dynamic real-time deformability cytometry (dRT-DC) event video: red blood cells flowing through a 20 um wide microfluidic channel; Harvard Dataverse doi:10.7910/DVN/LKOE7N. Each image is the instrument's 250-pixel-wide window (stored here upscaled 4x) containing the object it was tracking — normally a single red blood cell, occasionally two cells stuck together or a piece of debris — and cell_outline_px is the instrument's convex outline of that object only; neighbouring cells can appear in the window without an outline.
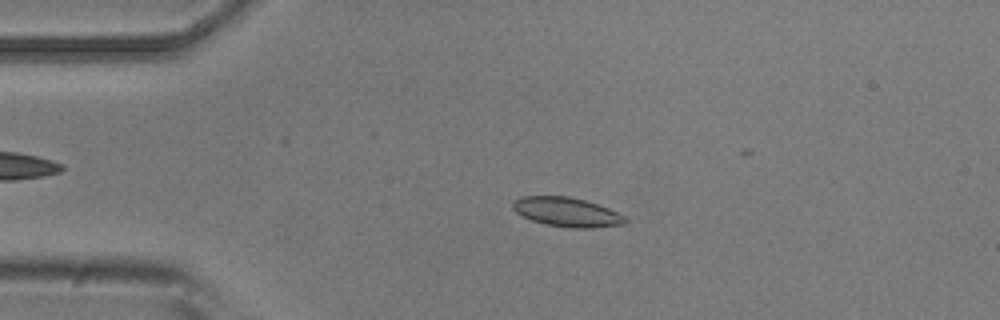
{"species": "common noctule bat (a hibernating species)", "species_latin": "Nyctalus noctula", "temperature_condition": "room temperature", "stored_images_in_passage": 3, "camera_frame_rate_fps": 3000, "um_per_image_px": 0.085, "animal": {"sex": "male", "body_mass_g": 20.5, "forearm_length_mm": 52.5}, "frame": {"image": 1, "passage_image": 2, "time_ms": 0.333, "image_size_px": [1000, 320], "cell_outline_px": [[628, 220], [624, 224], [592, 228], [568, 228], [548, 224], [532, 220], [516, 212], [512, 208], [512, 204], [520, 196], [568, 196], [584, 200], [608, 208], [624, 216]], "centroid_in_image_um": [48.18, 18.02], "position_along_channel_um": 36.8, "area_um2": 18.96}}